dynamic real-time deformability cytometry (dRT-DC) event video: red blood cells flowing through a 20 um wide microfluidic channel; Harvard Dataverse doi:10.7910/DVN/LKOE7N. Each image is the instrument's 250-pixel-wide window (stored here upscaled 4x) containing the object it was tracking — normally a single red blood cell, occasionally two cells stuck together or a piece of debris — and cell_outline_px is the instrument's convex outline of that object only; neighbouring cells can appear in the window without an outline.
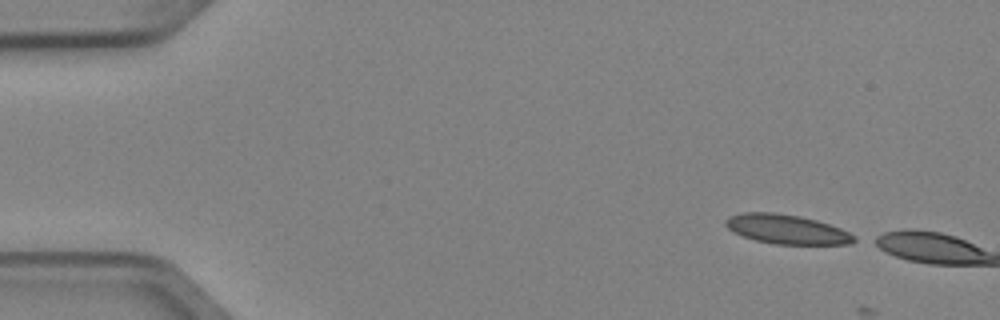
{"species": "Egyptian fruit bat (a non-hibernating species)", "species_latin": "Rousettus aegyptiacus", "temperature_condition": "cold", "stored_images_in_passage": 8, "camera_frame_rate_fps": 3000, "um_per_image_px": 0.085, "animal": {"sex": "female"}, "frame": {"image": 1, "passage_image": 1, "time_ms": 0.0, "image_size_px": [1000, 320], "cell_outline_px": [[860, 240], [852, 244], [776, 244], [756, 240], [744, 236], [728, 228], [724, 224], [724, 220], [728, 216], [744, 212], [772, 212], [800, 216], [816, 220], [840, 228], [856, 236]], "centroid_in_image_um": [66.9, 19.48], "position_along_channel_um": 18.1, "area_um2": 21.96}}
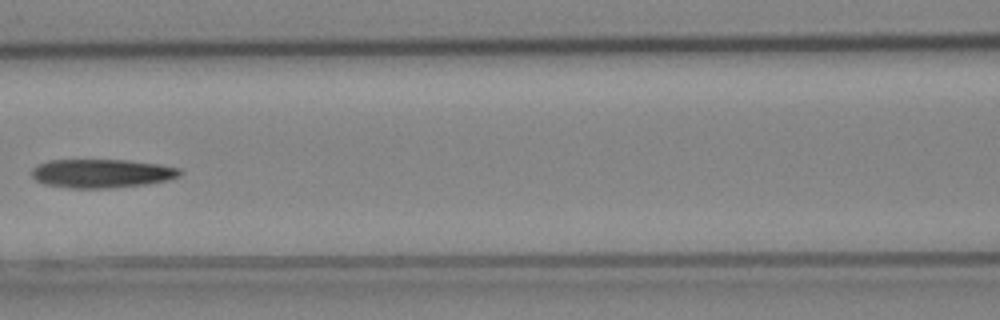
{"frame": {"image": 2, "passage_image": 7, "time_ms": 2.0, "image_size_px": [1000, 320], "cell_outline_px": [[184, 172], [180, 176], [168, 180], [148, 184], [112, 188], [68, 188], [44, 184], [36, 180], [32, 176], [32, 168], [36, 164], [48, 160], [128, 160], [160, 164], [180, 168]], "centroid_in_image_um": [8.66, 14.74], "position_along_channel_um": 157.9, "area_um2": 25.14}}